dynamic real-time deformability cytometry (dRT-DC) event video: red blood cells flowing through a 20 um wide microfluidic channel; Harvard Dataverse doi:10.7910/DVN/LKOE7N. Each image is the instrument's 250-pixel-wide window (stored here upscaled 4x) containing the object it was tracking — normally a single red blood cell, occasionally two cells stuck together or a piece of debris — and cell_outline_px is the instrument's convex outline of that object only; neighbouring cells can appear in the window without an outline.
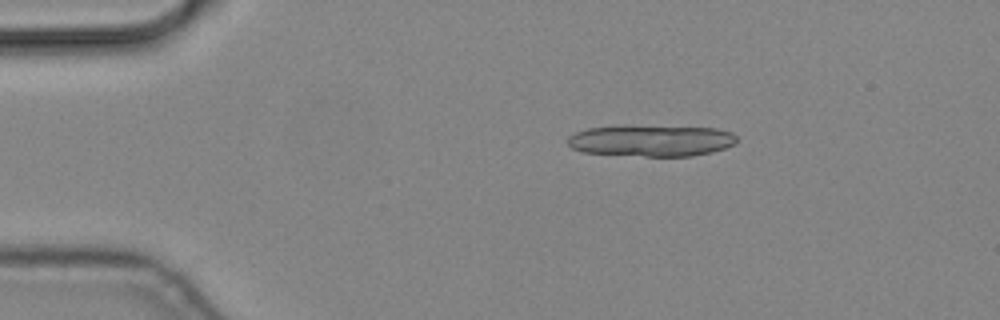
{"species": "common noctule bat (a hibernating species)", "species_latin": "Nyctalus noctula", "temperature_condition": "cold", "stored_images_in_passage": 5, "camera_frame_rate_fps": 3000, "um_per_image_px": 0.085, "animal": {"sex": "male", "body_mass_g": 19.2, "forearm_length_mm": 51.8}, "frame": {"image": 1, "passage_image": 3, "time_ms": 0.667, "image_size_px": [1000, 320], "cell_outline_px": [[736, 144], [712, 152], [692, 156], [644, 156], [580, 152], [572, 148], [568, 144], [568, 136], [576, 132], [588, 128], [624, 124], [716, 128], [732, 132], [736, 136]], "centroid_in_image_um": [55.34, 11.93], "position_along_channel_um": 29.7, "area_um2": 31.67}}